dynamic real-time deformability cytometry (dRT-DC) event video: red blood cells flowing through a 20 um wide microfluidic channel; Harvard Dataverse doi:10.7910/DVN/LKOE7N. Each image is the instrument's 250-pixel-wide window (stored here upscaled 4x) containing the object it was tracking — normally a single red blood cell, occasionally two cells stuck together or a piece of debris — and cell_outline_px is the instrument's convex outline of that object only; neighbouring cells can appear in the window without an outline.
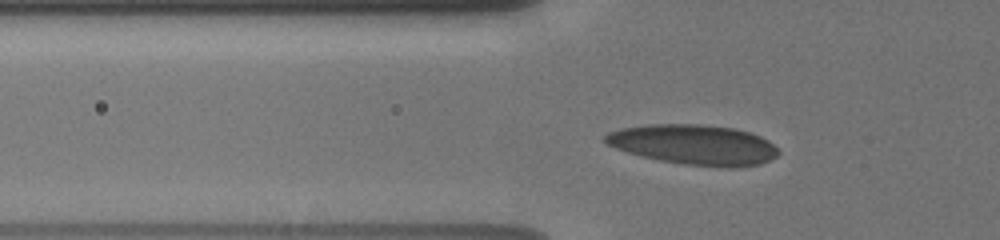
{"species": "human", "species_latin": "Homo sapiens", "temperature_condition": "cold", "stored_images_in_passage": 44, "camera_frame_rate_fps": 3000, "um_per_image_px": 0.085, "donor": {"sex": "male"}, "frame": {"image": 1, "passage_image": 3, "time_ms": 0.667, "image_size_px": [1000, 240], "cell_outline_px": [[780, 152], [776, 156], [760, 164], [732, 168], [684, 164], [660, 160], [628, 152], [616, 148], [608, 144], [604, 140], [604, 136], [608, 132], [620, 128], [652, 124], [700, 124], [732, 128], [748, 132], [760, 136], [768, 140]], "centroid_in_image_um": [58.98, 12.29], "position_along_channel_um": 66.8, "area_um2": 40.11}}
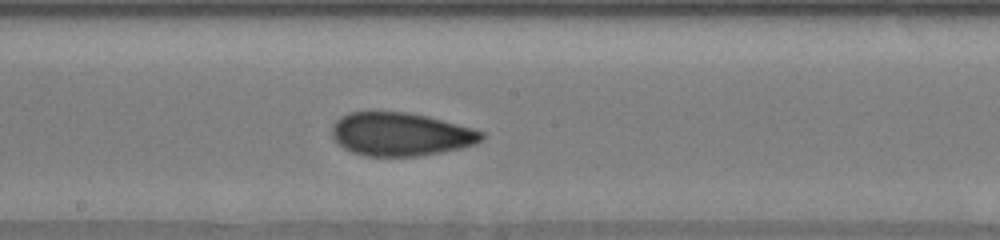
{"frame": {"image": 2, "passage_image": 15, "time_ms": 4.667, "image_size_px": [1000, 240], "cell_outline_px": [[484, 136], [476, 144], [460, 148], [440, 152], [416, 156], [364, 156], [352, 152], [344, 148], [332, 136], [332, 124], [340, 116], [348, 112], [408, 112], [428, 116], [472, 128], [484, 132]], "centroid_in_image_um": [34.03, 11.4], "position_along_channel_um": 214.2, "area_um2": 37.69}}
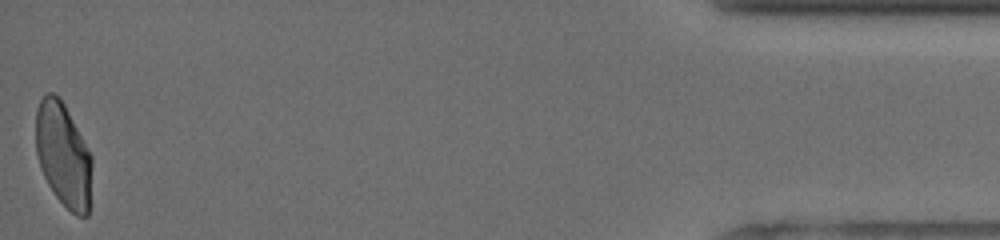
{"frame": {"image": 3, "passage_image": 44, "time_ms": 12.333, "image_size_px": [1000, 240], "cell_outline_px": [[92, 164], [88, 216], [76, 216], [56, 196], [48, 184], [40, 168], [36, 152], [36, 108], [44, 92], [52, 92], [64, 104], [92, 156]], "centroid_in_image_um": [5.37, 13.16], "position_along_channel_um": 429.8, "area_um2": 33.87}, "authors_computed_cell_mechanics": {"area_um2": 37.1654, "velocity_mm_per_s": 3.8184, "shape_relaxation_time_tau1_ms": 4.5656, "shape_relaxation_time_tau2_ms": 1.4402, "deformation_change_tau1": 0.1598, "deformation_change_tau2": 0.0752}}